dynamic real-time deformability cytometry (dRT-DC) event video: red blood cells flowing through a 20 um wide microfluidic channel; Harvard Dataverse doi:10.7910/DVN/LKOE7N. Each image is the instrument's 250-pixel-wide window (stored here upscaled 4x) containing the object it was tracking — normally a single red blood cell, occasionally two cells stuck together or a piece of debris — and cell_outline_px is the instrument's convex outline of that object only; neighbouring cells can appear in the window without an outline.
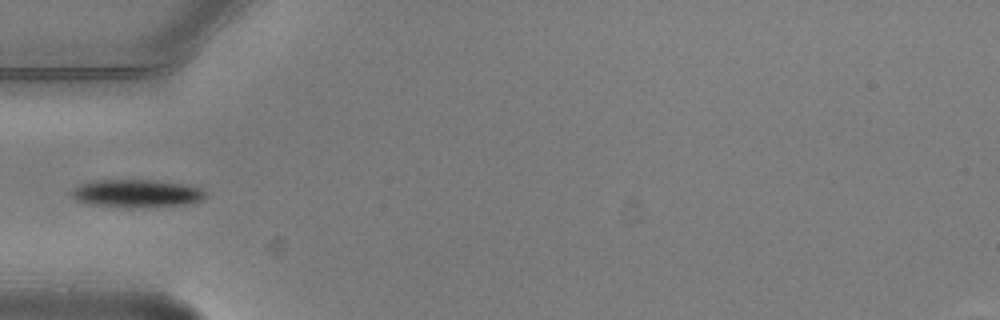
{"species": "common noctule bat (a hibernating species)", "species_latin": "Nyctalus noctula", "temperature_condition": "warm", "stored_images_in_passage": 5, "camera_frame_rate_fps": 3000, "um_per_image_px": 0.085, "animal": {"sex": "male", "body_mass_g": 20.5, "forearm_length_mm": 52.5}, "frame": {"image": 1, "passage_image": 5, "time_ms": 1.333, "image_size_px": [1000, 320], "cell_outline_px": [[204, 196], [200, 200], [188, 204], [128, 208], [96, 204], [76, 200], [72, 196], [72, 188], [80, 184], [96, 180], [156, 180], [188, 184], [200, 188], [204, 192]], "centroid_in_image_um": [11.62, 16.43], "position_along_channel_um": 73.4, "area_um2": 21.56}}